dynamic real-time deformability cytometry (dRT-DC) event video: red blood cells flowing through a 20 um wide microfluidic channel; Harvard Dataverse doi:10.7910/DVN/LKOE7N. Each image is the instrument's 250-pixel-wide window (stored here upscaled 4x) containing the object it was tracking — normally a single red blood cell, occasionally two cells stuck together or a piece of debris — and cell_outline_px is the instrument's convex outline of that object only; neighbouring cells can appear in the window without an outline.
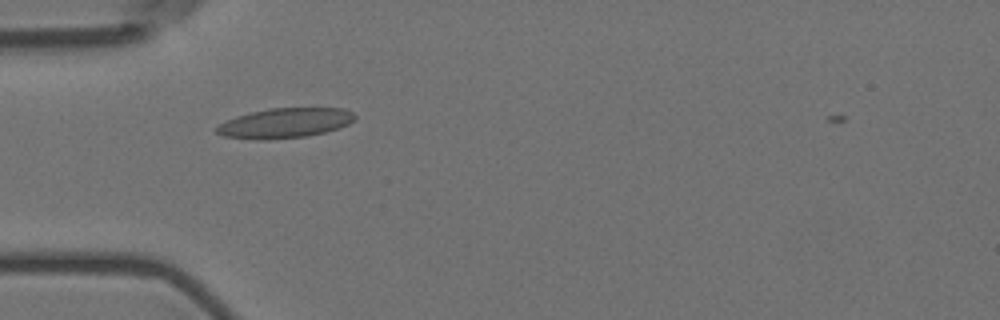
{"species": "Egyptian fruit bat (a non-hibernating species)", "species_latin": "Rousettus aegyptiacus", "temperature_condition": "room temperature", "stored_images_in_passage": 2, "camera_frame_rate_fps": 3000, "um_per_image_px": 0.085, "animal": {"sex": "female"}, "frame": {"image": 1, "passage_image": 1, "time_ms": 0.0, "image_size_px": [1000, 320], "cell_outline_px": [[356, 116], [348, 124], [324, 132], [308, 136], [268, 140], [256, 140], [224, 136], [216, 132], [216, 128], [220, 124], [236, 116], [268, 108], [344, 108], [352, 112]], "centroid_in_image_um": [24.21, 10.46], "position_along_channel_um": 60.8, "area_um2": 23.93}}
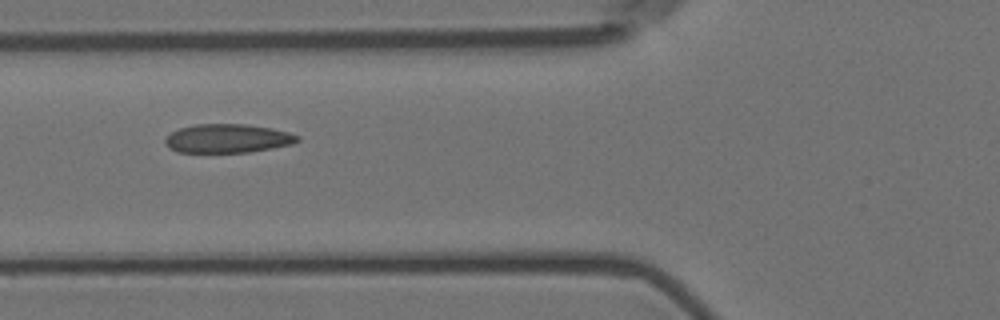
{"frame": {"image": 2, "passage_image": 2, "time_ms": 0.333, "image_size_px": [1000, 320], "cell_outline_px": [[300, 140], [292, 144], [272, 148], [248, 152], [176, 152], [168, 148], [164, 144], [164, 140], [172, 132], [180, 128], [196, 124], [244, 124], [272, 128], [288, 132], [300, 136]], "centroid_in_image_um": [19.34, 11.77], "position_along_channel_um": 106.5, "area_um2": 22.2}}